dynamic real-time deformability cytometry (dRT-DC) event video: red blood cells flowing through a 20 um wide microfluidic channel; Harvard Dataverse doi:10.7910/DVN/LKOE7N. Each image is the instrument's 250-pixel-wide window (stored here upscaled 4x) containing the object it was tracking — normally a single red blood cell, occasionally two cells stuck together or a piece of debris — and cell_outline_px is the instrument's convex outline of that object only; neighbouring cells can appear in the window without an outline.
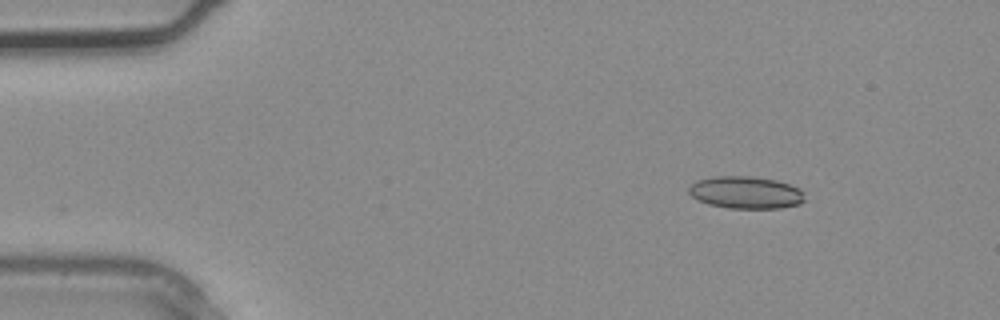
{"species": "common noctule bat (a hibernating species)", "species_latin": "Nyctalus noctula", "temperature_condition": "warm", "stored_images_in_passage": 2, "camera_frame_rate_fps": 3000, "um_per_image_px": 0.085, "animal": {"sex": "male", "body_mass_g": 20.4}, "frame": {"image": 1, "passage_image": 1, "time_ms": 0.0, "image_size_px": [1000, 320], "cell_outline_px": [[804, 200], [800, 204], [780, 208], [728, 208], [708, 204], [692, 196], [688, 192], [688, 188], [696, 180], [712, 176], [748, 176], [776, 180], [800, 188], [804, 192]], "centroid_in_image_um": [63.39, 16.36], "position_along_channel_um": 21.6, "area_um2": 21.85}}